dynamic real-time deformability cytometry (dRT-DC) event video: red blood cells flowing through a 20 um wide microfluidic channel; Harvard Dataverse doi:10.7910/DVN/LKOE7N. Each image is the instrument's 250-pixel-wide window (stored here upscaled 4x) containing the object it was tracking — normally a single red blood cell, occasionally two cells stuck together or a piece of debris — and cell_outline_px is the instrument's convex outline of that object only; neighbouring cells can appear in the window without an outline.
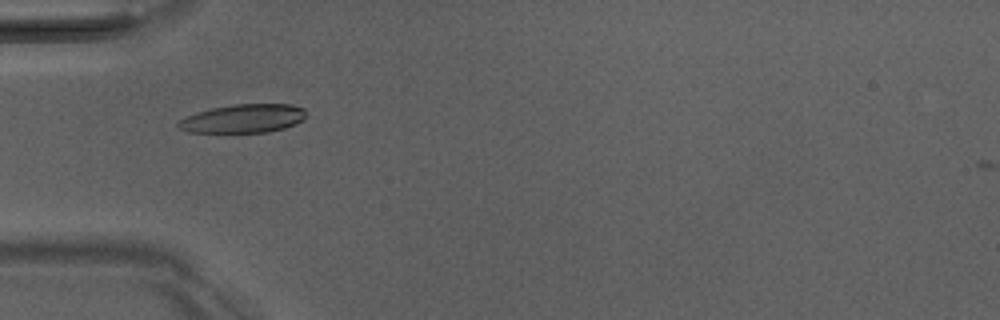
{"species": "Egyptian fruit bat (a non-hibernating species)", "species_latin": "Rousettus aegyptiacus", "temperature_condition": "room temperature", "stored_images_in_passage": 51, "camera_frame_rate_fps": 3000, "um_per_image_px": 0.085, "animal": {"sex": "male"}, "frame": {"image": 1, "passage_image": 17, "time_ms": 5.333, "image_size_px": [1000, 320], "cell_outline_px": [[304, 120], [284, 128], [268, 132], [188, 132], [180, 128], [176, 124], [184, 116], [196, 112], [212, 108], [232, 104], [292, 104], [304, 108]], "centroid_in_image_um": [20.66, 10.07], "position_along_channel_um": 64.3, "area_um2": 21.27}}
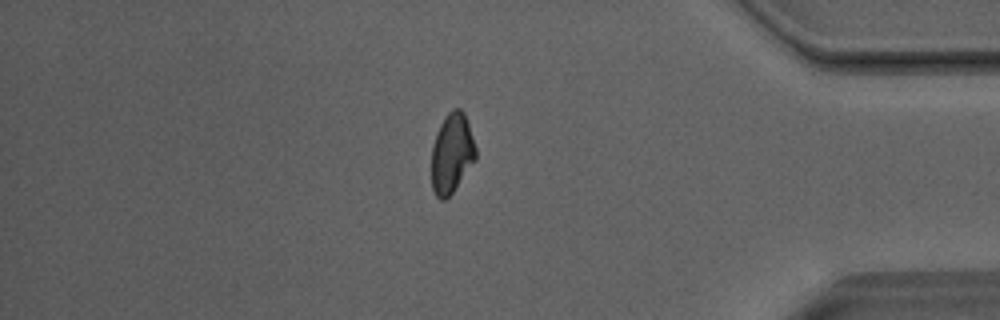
{"frame": {"image": 2, "passage_image": 44, "time_ms": 14.333, "image_size_px": [1000, 320], "cell_outline_px": [[476, 160], [452, 192], [444, 200], [440, 200], [436, 196], [432, 188], [432, 144], [436, 132], [444, 116], [452, 108], [460, 108], [464, 112], [476, 148]], "centroid_in_image_um": [38.39, 13.01], "position_along_channel_um": 396.8, "area_um2": 20.58}}
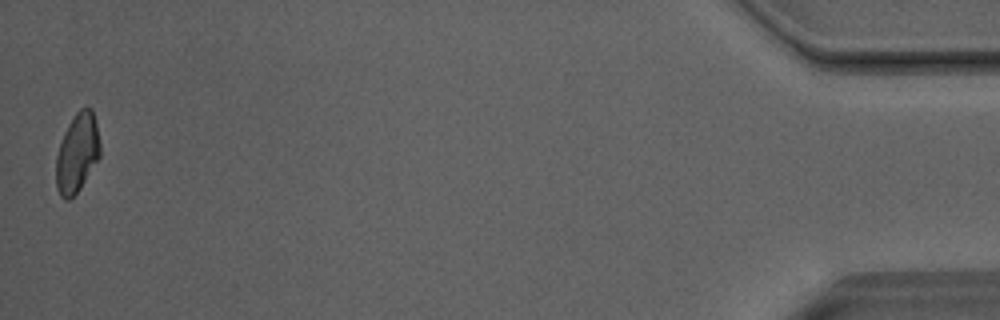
{"frame": {"image": 3, "passage_image": 51, "time_ms": 16.667, "image_size_px": [1000, 320], "cell_outline_px": [[100, 156], [80, 188], [68, 200], [64, 200], [60, 196], [56, 188], [56, 156], [64, 132], [68, 124], [76, 112], [80, 108], [92, 108], [96, 124], [100, 144]], "centroid_in_image_um": [6.55, 13.01], "position_along_channel_um": 428.7, "area_um2": 20.11}, "authors_computed_cell_mechanics": {"area_um2": 21.097, "velocity_mm_per_s": 4.0542, "shape_relaxation_time_tau1_ms": 4.5189, "shape_relaxation_time_tau2_ms": 2.194, "deformation_change_tau1": 0.1526, "deformation_change_tau2": 0.0708}}